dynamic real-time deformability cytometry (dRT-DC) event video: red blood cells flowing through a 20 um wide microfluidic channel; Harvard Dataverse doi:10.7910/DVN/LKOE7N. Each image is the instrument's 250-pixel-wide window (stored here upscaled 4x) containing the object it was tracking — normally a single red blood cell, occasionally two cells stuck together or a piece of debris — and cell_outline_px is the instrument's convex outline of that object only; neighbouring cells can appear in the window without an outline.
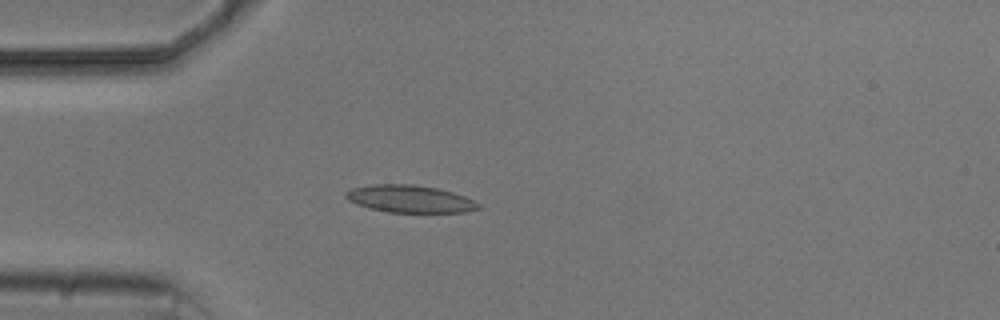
{"species": "common noctule bat (a hibernating species)", "species_latin": "Nyctalus noctula", "temperature_condition": "cold", "stored_images_in_passage": 4, "camera_frame_rate_fps": 3000, "um_per_image_px": 0.085, "animal": {"sex": "male", "body_mass_g": 20.5, "forearm_length_mm": 52.5}, "frame": {"image": 1, "passage_image": 4, "time_ms": 4.333, "image_size_px": [1000, 320], "cell_outline_px": [[480, 208], [464, 212], [388, 212], [368, 208], [356, 204], [348, 200], [344, 196], [344, 192], [352, 188], [372, 184], [412, 184], [436, 188], [452, 192], [464, 196], [480, 204]], "centroid_in_image_um": [34.78, 16.9], "position_along_channel_um": 50.2, "area_um2": 21.1}}